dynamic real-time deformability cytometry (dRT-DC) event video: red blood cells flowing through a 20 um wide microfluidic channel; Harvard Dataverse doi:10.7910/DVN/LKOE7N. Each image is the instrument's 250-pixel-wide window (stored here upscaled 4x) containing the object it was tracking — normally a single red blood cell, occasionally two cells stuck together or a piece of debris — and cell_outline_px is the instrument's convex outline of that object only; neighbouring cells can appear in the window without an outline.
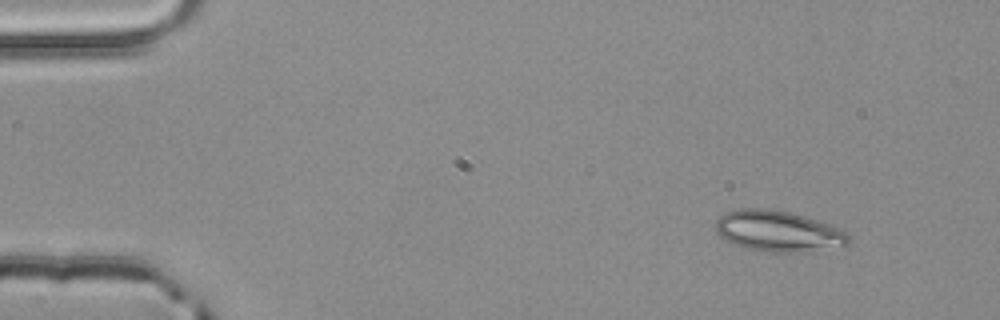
{"species": "common noctule bat (a hibernating species)", "species_latin": "Nyctalus noctula", "temperature_condition": "room temperature", "stored_images_in_passage": 3, "camera_frame_rate_fps": 3000, "um_per_image_px": 0.085, "animal": {"sex": "male", "body_mass_g": 20.4}, "frame": {"image": 1, "passage_image": 1, "time_ms": 0.0, "image_size_px": [1000, 320], "cell_outline_px": [[852, 240], [848, 244], [808, 252], [772, 252], [748, 248], [724, 240], [716, 232], [716, 220], [724, 212], [740, 208], [764, 208], [792, 212], [832, 224], [844, 228], [848, 232]], "centroid_in_image_um": [66.2, 19.63], "position_along_channel_um": 18.8, "area_um2": 32.14}}